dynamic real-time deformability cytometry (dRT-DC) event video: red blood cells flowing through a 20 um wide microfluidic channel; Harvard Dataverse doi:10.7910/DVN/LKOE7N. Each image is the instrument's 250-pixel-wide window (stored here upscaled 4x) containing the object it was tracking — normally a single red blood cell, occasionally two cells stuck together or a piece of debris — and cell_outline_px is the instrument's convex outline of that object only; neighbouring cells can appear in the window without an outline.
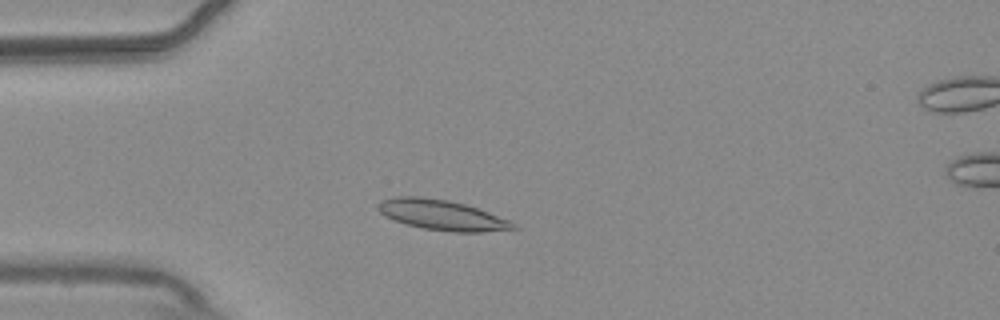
{"species": "common noctule bat (a hibernating species)", "species_latin": "Nyctalus noctula", "temperature_condition": "warm", "stored_images_in_passage": 46, "camera_frame_rate_fps": 3000, "um_per_image_px": 0.085, "animal": {"sex": "male", "body_mass_g": 20.4}, "frame": {"image": 1, "passage_image": 5, "time_ms": 1.333, "image_size_px": [1000, 320], "cell_outline_px": [[520, 228], [484, 232], [452, 232], [424, 228], [408, 224], [396, 220], [380, 212], [376, 208], [376, 204], [392, 196], [420, 196], [448, 200], [464, 204], [512, 220]], "centroid_in_image_um": [37.61, 18.27], "position_along_channel_um": 47.4, "area_um2": 23.76}}
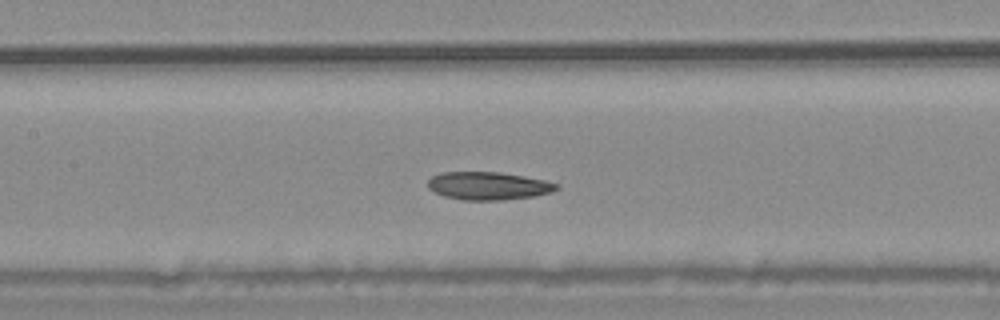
{"frame": {"image": 2, "passage_image": 16, "time_ms": 5.0, "image_size_px": [1000, 320], "cell_outline_px": [[560, 188], [552, 192], [532, 196], [500, 200], [464, 200], [444, 196], [428, 188], [428, 180], [432, 176], [440, 172], [500, 172], [524, 176], [544, 180], [560, 184]], "centroid_in_image_um": [41.52, 15.79], "position_along_channel_um": 165.9, "area_um2": 20.92}}
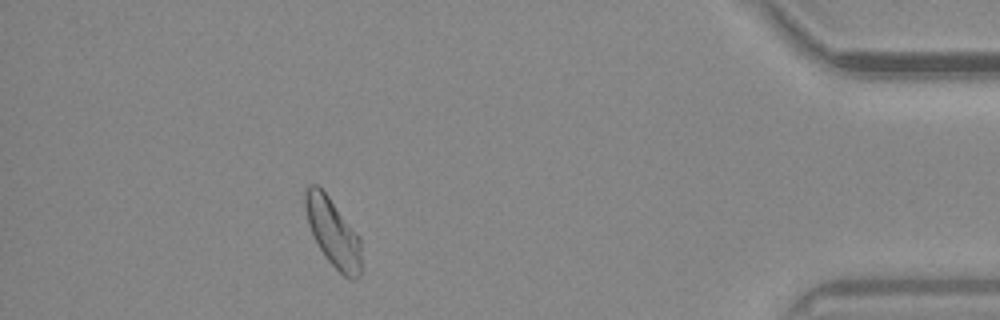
{"frame": {"image": 3, "passage_image": 40, "time_ms": 13.0, "image_size_px": [1000, 320], "cell_outline_px": [[360, 276], [356, 280], [348, 280], [324, 256], [308, 224], [304, 208], [304, 196], [308, 184], [316, 184], [328, 196], [360, 236]], "centroid_in_image_um": [28.3, 19.77], "position_along_channel_um": 406.9, "area_um2": 22.14}, "authors_computed_cell_mechanics": {"area_um2": 21.7906, "velocity_mm_per_s": 3.6456, "shape_relaxation_time_tau1_ms": null, "shape_relaxation_time_tau2_ms": 8.1243, "deformation_change_tau1": null, "deformation_change_tau2": 0.131}}